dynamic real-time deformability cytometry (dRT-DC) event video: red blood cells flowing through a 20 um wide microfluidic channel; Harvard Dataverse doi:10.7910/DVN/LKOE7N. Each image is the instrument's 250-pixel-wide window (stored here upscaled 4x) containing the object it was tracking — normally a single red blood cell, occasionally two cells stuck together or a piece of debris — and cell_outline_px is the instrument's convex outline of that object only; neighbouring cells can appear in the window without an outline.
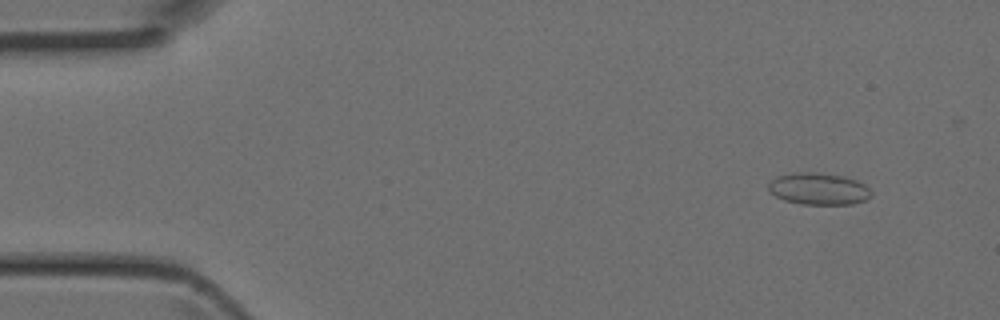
{"species": "Egyptian fruit bat (a non-hibernating species)", "species_latin": "Rousettus aegyptiacus", "temperature_condition": "room temperature", "stored_images_in_passage": 4, "camera_frame_rate_fps": 3000, "um_per_image_px": 0.085, "animal": {"sex": "female"}, "frame": {"image": 1, "passage_image": 2, "time_ms": 0.333, "image_size_px": [1000, 320], "cell_outline_px": [[872, 196], [868, 200], [852, 204], [800, 204], [784, 200], [768, 192], [768, 184], [776, 176], [800, 172], [816, 172], [844, 176], [856, 180], [864, 184], [872, 192]], "centroid_in_image_um": [69.59, 16.05], "position_along_channel_um": 15.4, "area_um2": 19.25}}
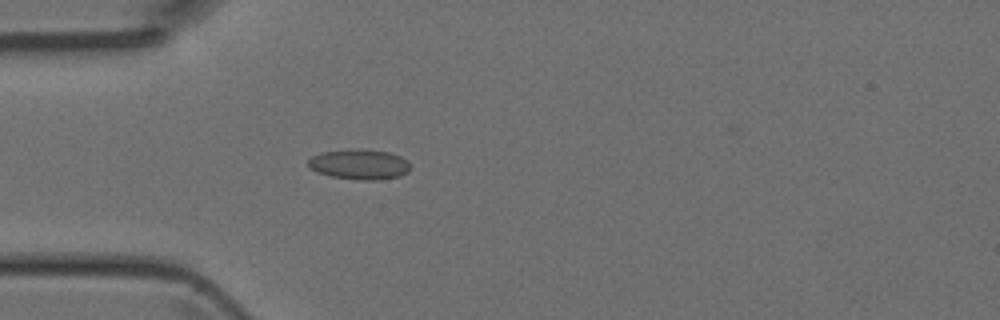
{"frame": {"image": 2, "passage_image": 4, "time_ms": 1.0, "image_size_px": [1000, 320], "cell_outline_px": [[408, 172], [400, 176], [376, 180], [360, 180], [332, 176], [316, 172], [308, 168], [308, 160], [312, 156], [320, 152], [360, 148], [388, 152], [400, 156], [408, 164]], "centroid_in_image_um": [30.49, 13.96], "position_along_channel_um": 54.5, "area_um2": 17.92}}